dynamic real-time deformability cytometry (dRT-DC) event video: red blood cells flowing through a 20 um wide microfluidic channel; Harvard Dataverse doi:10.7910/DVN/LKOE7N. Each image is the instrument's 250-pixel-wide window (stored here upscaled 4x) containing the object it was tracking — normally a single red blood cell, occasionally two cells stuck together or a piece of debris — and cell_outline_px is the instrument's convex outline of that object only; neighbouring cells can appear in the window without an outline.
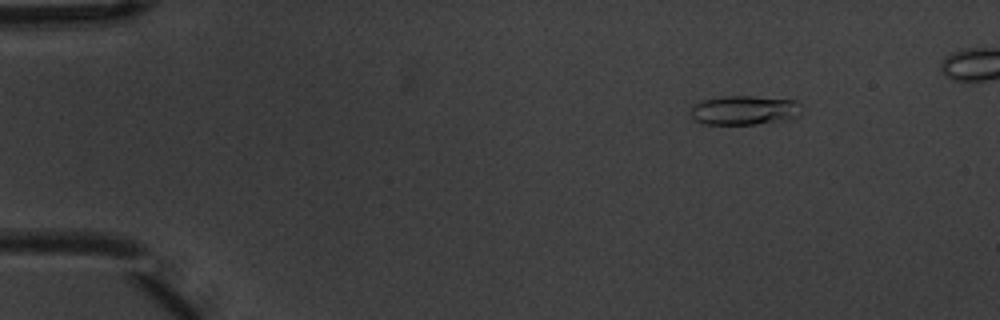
{"species": "common noctule bat (a hibernating species)", "species_latin": "Nyctalus noctula", "temperature_condition": "warm", "stored_images_in_passage": 9, "camera_frame_rate_fps": 3000, "um_per_image_px": 0.085, "animal": {"sex": "male", "body_mass_g": 20.1, "forearm_length_mm": 53.5}, "frame": {"image": 1, "passage_image": 1, "time_ms": 0.0, "image_size_px": [1000, 320], "cell_outline_px": [[804, 104], [796, 116], [756, 124], [704, 124], [696, 120], [688, 112], [692, 104], [704, 100], [724, 96], [752, 96], [796, 100]], "centroid_in_image_um": [63.22, 9.35], "position_along_channel_um": 21.8, "area_um2": 18.79}}
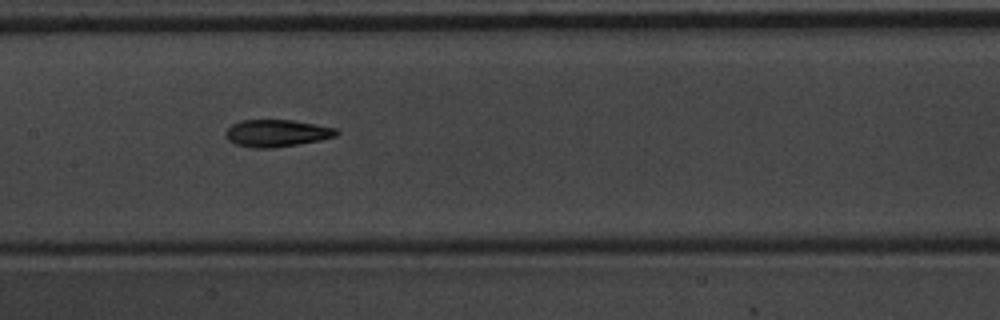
{"frame": {"image": 2, "passage_image": 7, "time_ms": 2.0, "image_size_px": [1000, 320], "cell_outline_px": [[340, 132], [336, 136], [320, 140], [272, 148], [252, 148], [236, 144], [228, 140], [224, 136], [224, 132], [232, 124], [240, 120], [292, 120], [336, 128]], "centroid_in_image_um": [23.49, 11.32], "position_along_channel_um": 183.9, "area_um2": 17.51}}
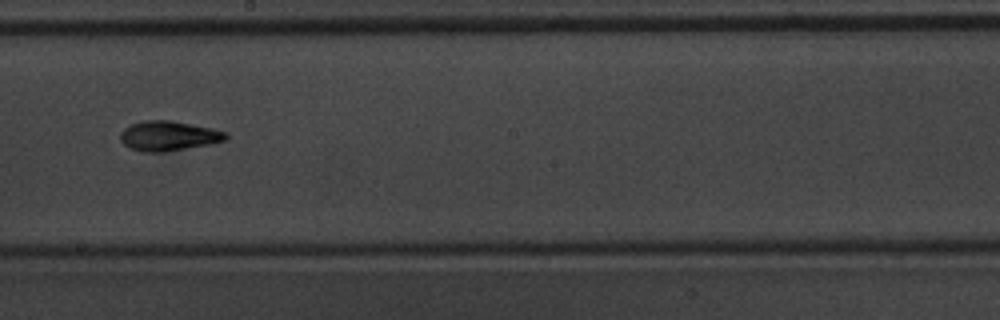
{"frame": {"image": 3, "passage_image": 8, "time_ms": 2.333, "image_size_px": [1000, 320], "cell_outline_px": [[228, 136], [224, 140], [208, 144], [160, 152], [144, 152], [128, 148], [120, 140], [120, 132], [124, 128], [132, 124], [144, 120], [172, 120], [212, 128], [228, 132]], "centroid_in_image_um": [14.29, 11.54], "position_along_channel_um": 233.9, "area_um2": 18.21}}